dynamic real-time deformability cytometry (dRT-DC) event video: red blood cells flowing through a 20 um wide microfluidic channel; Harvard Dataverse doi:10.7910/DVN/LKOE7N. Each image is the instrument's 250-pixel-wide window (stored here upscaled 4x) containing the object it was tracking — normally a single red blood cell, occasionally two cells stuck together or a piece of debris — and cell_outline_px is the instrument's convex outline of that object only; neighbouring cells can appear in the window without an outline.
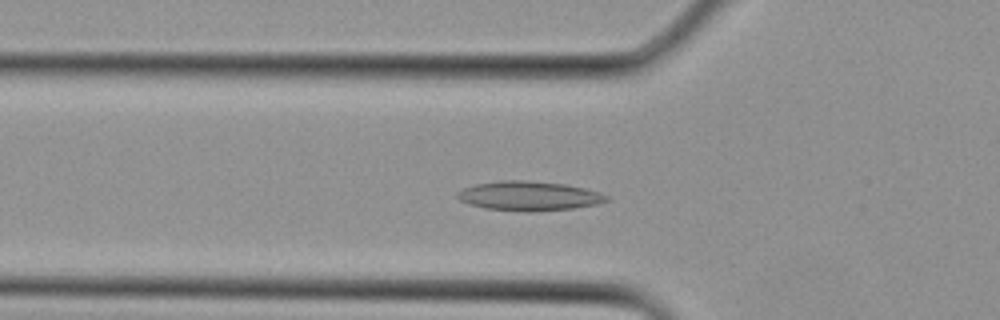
{"species": "Egyptian fruit bat (a non-hibernating species)", "species_latin": "Rousettus aegyptiacus", "temperature_condition": "cold", "stored_images_in_passage": 32, "camera_frame_rate_fps": 3000, "um_per_image_px": 0.085, "animal": {"sex": "female"}, "frame": {"image": 1, "passage_image": 11, "time_ms": 3.333, "image_size_px": [1000, 320], "cell_outline_px": [[608, 200], [596, 204], [576, 208], [532, 212], [484, 208], [468, 204], [460, 200], [456, 196], [456, 192], [464, 188], [476, 184], [500, 180], [524, 180], [564, 184], [584, 188], [600, 192], [608, 196]], "centroid_in_image_um": [44.95, 16.66], "position_along_channel_um": 80.9, "area_um2": 25.55}}
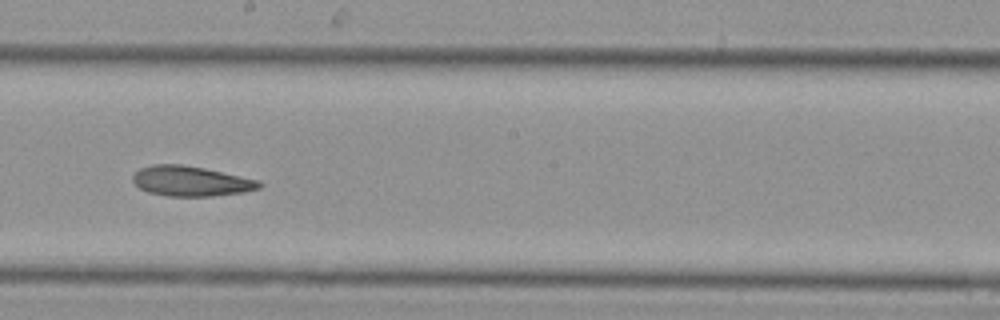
{"frame": {"image": 2, "passage_image": 18, "time_ms": 5.667, "image_size_px": [1000, 320], "cell_outline_px": [[264, 184], [260, 188], [244, 192], [212, 196], [168, 196], [148, 192], [140, 188], [132, 180], [132, 176], [140, 168], [152, 164], [180, 164], [204, 168], [260, 180]], "centroid_in_image_um": [16.25, 15.39], "position_along_channel_um": 232.0, "area_um2": 22.2}}
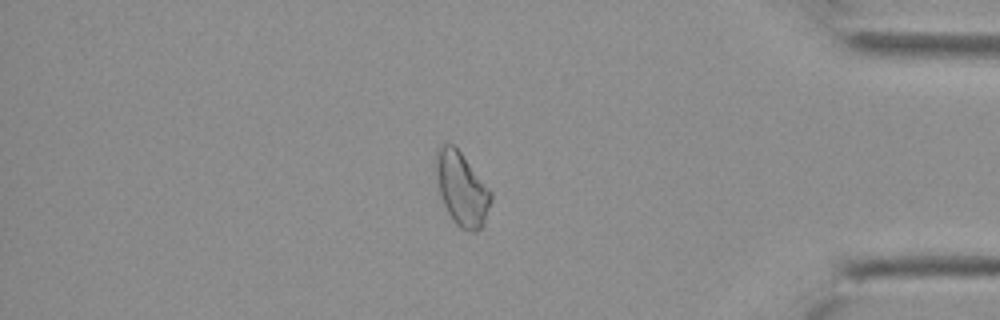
{"frame": {"image": 3, "passage_image": 27, "time_ms": 8.667, "image_size_px": [1000, 320], "cell_outline_px": [[492, 200], [484, 224], [476, 232], [468, 232], [460, 228], [452, 220], [440, 196], [436, 172], [436, 148], [444, 144], [452, 144], [460, 152], [492, 192]], "centroid_in_image_um": [39.26, 16.09], "position_along_channel_um": 395.9, "area_um2": 23.35}}